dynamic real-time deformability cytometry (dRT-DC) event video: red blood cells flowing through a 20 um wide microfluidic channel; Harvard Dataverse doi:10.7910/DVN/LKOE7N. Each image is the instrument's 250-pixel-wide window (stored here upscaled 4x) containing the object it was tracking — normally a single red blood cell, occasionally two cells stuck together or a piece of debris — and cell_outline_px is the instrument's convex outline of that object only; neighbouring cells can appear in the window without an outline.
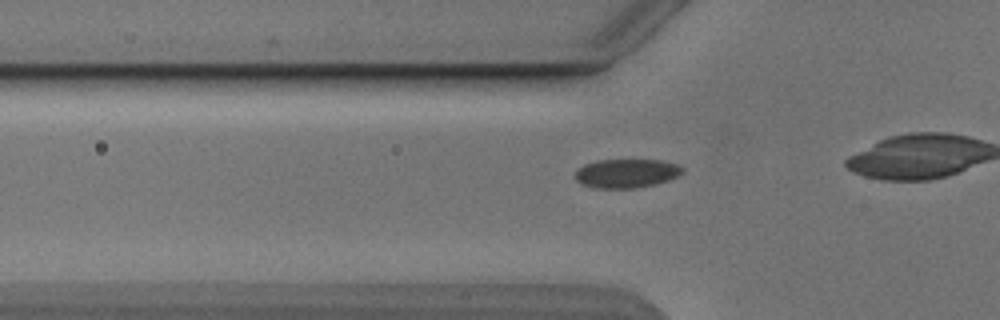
{"species": "Egyptian fruit bat (a non-hibernating species)", "species_latin": "Rousettus aegyptiacus", "temperature_condition": "cold", "stored_images_in_passage": 35, "camera_frame_rate_fps": 3000, "um_per_image_px": 0.085, "animal": {"sex": "male"}, "frame": {"image": 1, "passage_image": 11, "time_ms": 3.333, "image_size_px": [1000, 320], "cell_outline_px": [[684, 172], [668, 180], [656, 184], [636, 188], [592, 188], [580, 184], [576, 180], [576, 168], [584, 164], [596, 160], [664, 160], [676, 164], [684, 168]], "centroid_in_image_um": [53.22, 14.73], "position_along_channel_um": 72.6, "area_um2": 18.26}}
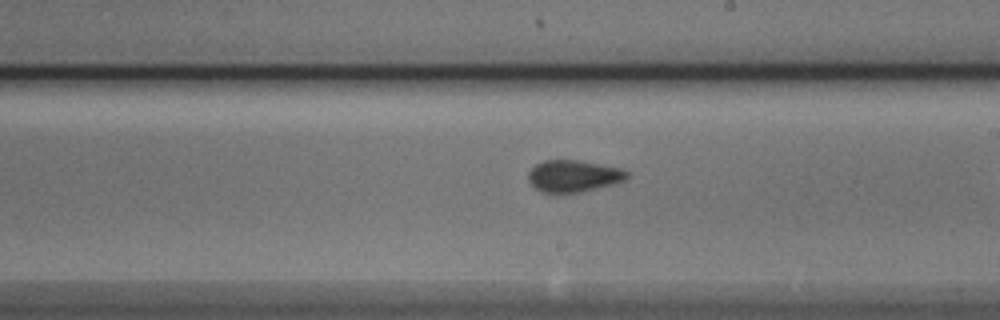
{"frame": {"image": 2, "passage_image": 24, "time_ms": 7.667, "image_size_px": [1000, 320], "cell_outline_px": [[628, 176], [624, 180], [612, 184], [580, 192], [540, 192], [528, 180], [528, 172], [536, 164], [544, 160], [580, 160], [620, 168], [628, 172]], "centroid_in_image_um": [48.73, 14.95], "position_along_channel_um": 240.3, "area_um2": 18.09}}
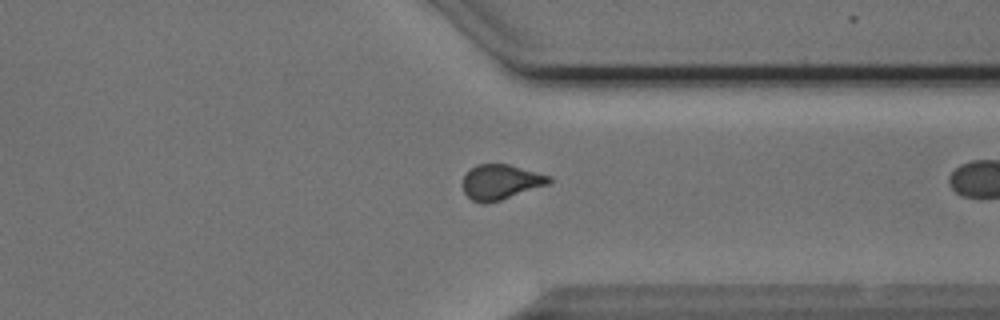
{"frame": {"image": 3, "passage_image": 34, "time_ms": 11.0, "image_size_px": [1000, 320], "cell_outline_px": [[552, 180], [548, 184], [500, 200], [484, 204], [480, 204], [472, 200], [464, 192], [464, 176], [476, 164], [508, 164], [552, 176]], "centroid_in_image_um": [42.57, 15.47], "position_along_channel_um": 368.8, "area_um2": 17.4}}